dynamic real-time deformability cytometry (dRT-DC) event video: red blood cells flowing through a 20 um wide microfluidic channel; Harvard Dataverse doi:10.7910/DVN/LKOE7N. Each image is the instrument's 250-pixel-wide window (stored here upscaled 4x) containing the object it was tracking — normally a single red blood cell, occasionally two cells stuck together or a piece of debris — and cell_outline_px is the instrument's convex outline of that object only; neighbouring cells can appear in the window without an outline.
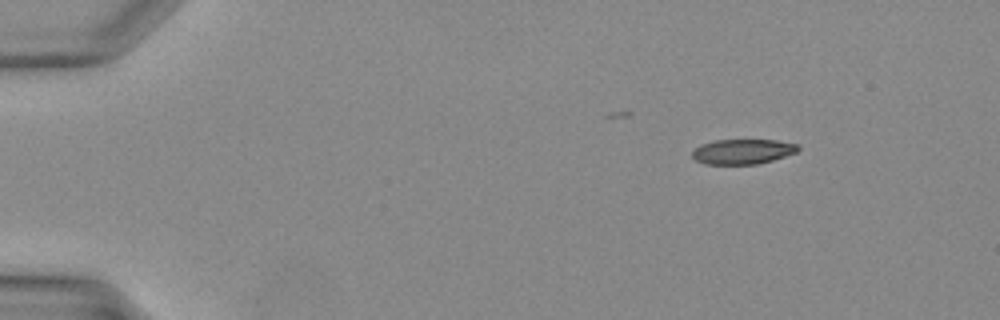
{"species": "Egyptian fruit bat (a non-hibernating species)", "species_latin": "Rousettus aegyptiacus", "temperature_condition": "warm", "stored_images_in_passage": 8, "camera_frame_rate_fps": 3000, "um_per_image_px": 0.085, "animal": {"sex": "female"}, "frame": {"image": 1, "passage_image": 1, "time_ms": 0.0, "image_size_px": [1000, 320], "cell_outline_px": [[800, 148], [796, 152], [772, 160], [756, 164], [704, 164], [696, 160], [692, 156], [692, 152], [700, 144], [712, 140], [776, 140], [796, 144]], "centroid_in_image_um": [63.09, 12.88], "position_along_channel_um": 21.9, "area_um2": 15.32}}
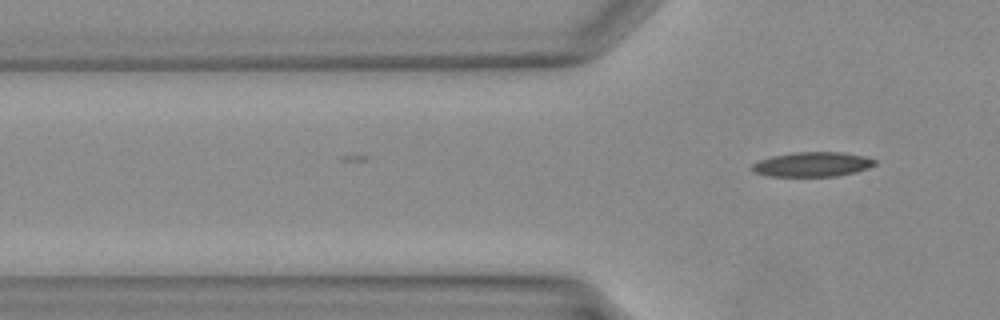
{"frame": {"image": 2, "passage_image": 8, "time_ms": 2.333, "image_size_px": [1000, 320], "cell_outline_px": [[876, 164], [868, 168], [856, 172], [836, 176], [768, 176], [756, 172], [752, 168], [752, 164], [760, 160], [772, 156], [792, 152], [844, 152], [864, 156], [876, 160]], "centroid_in_image_um": [69.08, 13.96], "position_along_channel_um": 56.7, "area_um2": 17.57}}